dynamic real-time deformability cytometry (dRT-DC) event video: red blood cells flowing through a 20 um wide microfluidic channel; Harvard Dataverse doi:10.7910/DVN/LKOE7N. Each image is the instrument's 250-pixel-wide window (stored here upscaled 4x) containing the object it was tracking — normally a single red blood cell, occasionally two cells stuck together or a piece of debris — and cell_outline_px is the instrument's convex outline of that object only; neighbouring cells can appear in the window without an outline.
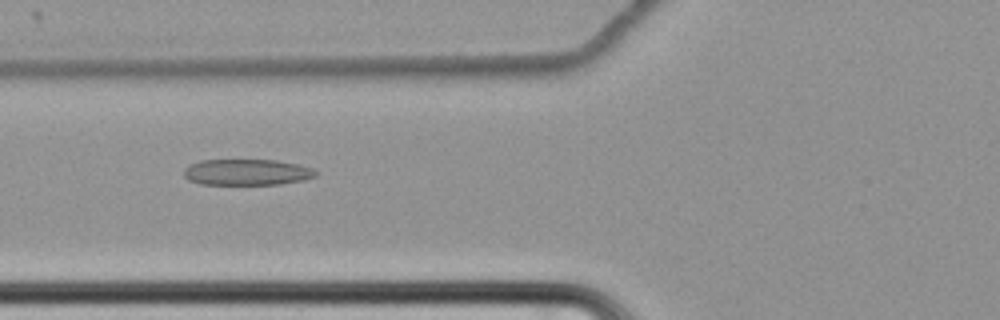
{"species": "common noctule bat (a hibernating species)", "species_latin": "Nyctalus noctula", "temperature_condition": "cold", "stored_images_in_passage": 58, "camera_frame_rate_fps": 3000, "um_per_image_px": 0.085, "animal": {"sex": "female", "body_mass_g": 22.7, "forearm_length_mm": 54.2}, "frame": {"image": 1, "passage_image": 22, "time_ms": 7.0, "image_size_px": [1000, 320], "cell_outline_px": [[320, 172], [316, 176], [304, 180], [280, 184], [200, 184], [188, 180], [184, 176], [184, 168], [188, 164], [200, 160], [276, 160], [296, 164], [312, 168]], "centroid_in_image_um": [20.97, 14.63], "position_along_channel_um": 104.8, "area_um2": 20.17}}
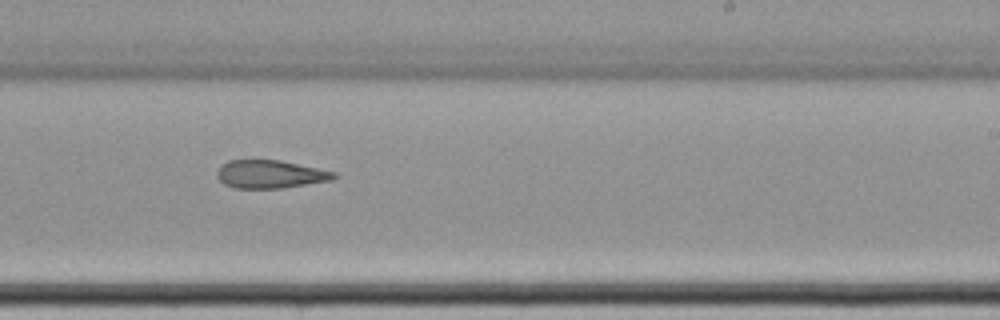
{"frame": {"image": 2, "passage_image": 36, "time_ms": 11.667, "image_size_px": [1000, 320], "cell_outline_px": [[340, 176], [332, 180], [280, 188], [236, 188], [224, 184], [216, 176], [216, 172], [220, 164], [228, 160], [280, 160], [336, 172]], "centroid_in_image_um": [22.95, 14.8], "position_along_channel_um": 266.0, "area_um2": 19.19}}
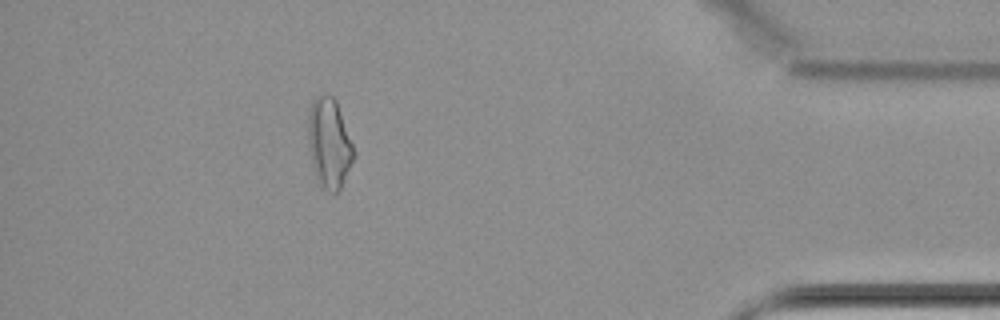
{"frame": {"image": 3, "passage_image": 52, "time_ms": 17.0, "image_size_px": [1000, 320], "cell_outline_px": [[356, 156], [336, 196], [324, 188], [316, 176], [308, 148], [308, 112], [312, 100], [316, 96], [324, 92], [332, 96], [336, 100], [356, 152]], "centroid_in_image_um": [27.99, 12.14], "position_along_channel_um": 407.2, "area_um2": 24.16}, "authors_computed_cell_mechanics": {"area_um2": 22.4264, "velocity_mm_per_s": 3.455, "shape_relaxation_time_tau1_ms": null, "shape_relaxation_time_tau2_ms": 4.5612, "deformation_change_tau1": null, "deformation_change_tau2": 0.1357}}